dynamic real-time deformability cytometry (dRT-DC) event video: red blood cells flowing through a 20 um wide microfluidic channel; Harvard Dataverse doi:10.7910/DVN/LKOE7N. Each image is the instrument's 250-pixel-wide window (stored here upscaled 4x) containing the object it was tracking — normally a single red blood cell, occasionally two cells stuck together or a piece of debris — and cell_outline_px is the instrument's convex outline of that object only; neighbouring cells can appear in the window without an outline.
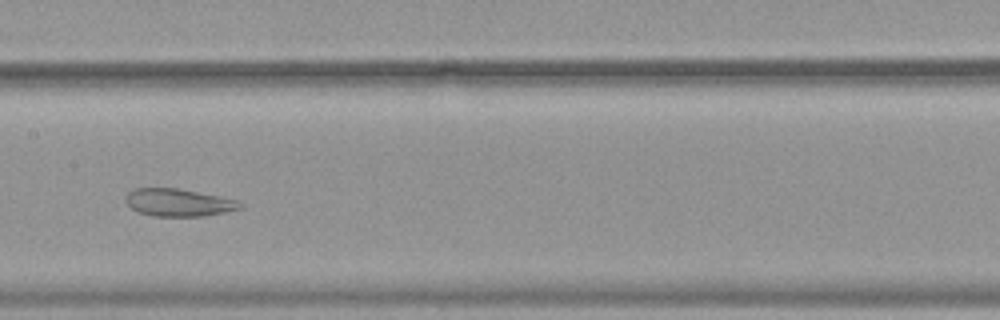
{"species": "common noctule bat (a hibernating species)", "species_latin": "Nyctalus noctula", "temperature_condition": "warm", "stored_images_in_passage": 50, "camera_frame_rate_fps": 3000, "um_per_image_px": 0.085, "animal": {"sex": "female", "body_mass_g": 19.9}, "frame": {"image": 1, "passage_image": 24, "time_ms": 7.667, "image_size_px": [1000, 320], "cell_outline_px": [[244, 204], [240, 208], [224, 212], [204, 216], [152, 216], [136, 212], [124, 200], [124, 196], [132, 188], [180, 188], [220, 196], [236, 200]], "centroid_in_image_um": [15.12, 17.21], "position_along_channel_um": 192.3, "area_um2": 18.55}}
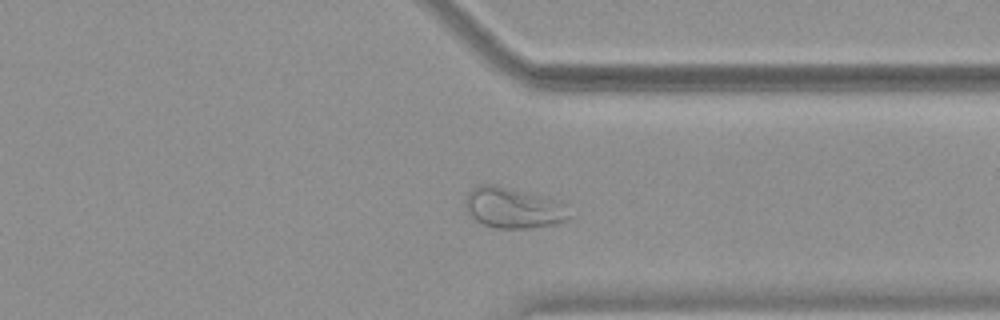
{"frame": {"image": 2, "passage_image": 38, "time_ms": 12.333, "image_size_px": [1000, 320], "cell_outline_px": [[572, 216], [564, 220], [552, 224], [532, 228], [496, 228], [484, 224], [468, 216], [464, 208], [464, 200], [468, 192], [472, 188], [480, 184], [496, 184], [564, 200]], "centroid_in_image_um": [43.63, 17.64], "position_along_channel_um": 367.8, "area_um2": 25.43}}
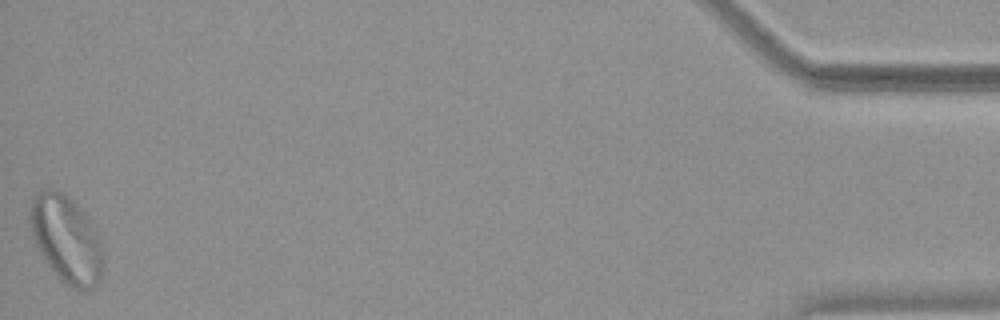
{"frame": {"image": 3, "passage_image": 50, "time_ms": 16.333, "image_size_px": [1000, 320], "cell_outline_px": [[104, 264], [100, 280], [92, 288], [76, 288], [60, 280], [48, 264], [40, 252], [32, 236], [28, 216], [32, 196], [36, 192], [48, 188], [52, 188], [64, 192], [84, 212], [96, 232], [104, 248]], "centroid_in_image_um": [5.63, 20.28], "position_along_channel_um": 429.6, "area_um2": 37.28}, "authors_computed_cell_mechanics": {"area_um2": 28.7844, "velocity_mm_per_s": 3.761, "shape_relaxation_time_tau1_ms": null, "shape_relaxation_time_tau2_ms": 1.6462, "deformation_change_tau1": null, "deformation_change_tau2": 0.0822}}